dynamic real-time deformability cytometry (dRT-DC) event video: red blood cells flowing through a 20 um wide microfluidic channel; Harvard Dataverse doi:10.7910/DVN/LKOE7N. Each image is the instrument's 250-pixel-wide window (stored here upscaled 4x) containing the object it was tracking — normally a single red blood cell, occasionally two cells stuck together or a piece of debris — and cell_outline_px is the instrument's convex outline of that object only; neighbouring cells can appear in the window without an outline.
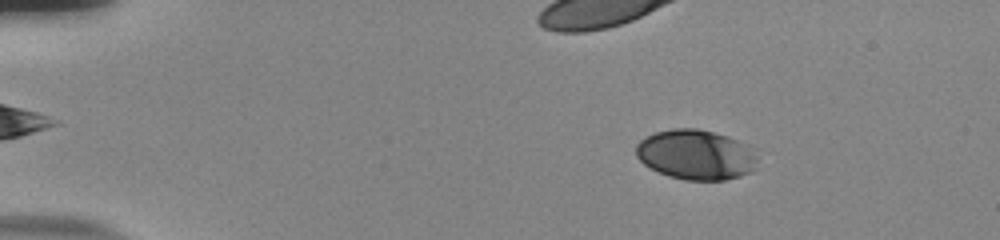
{"species": "human", "species_latin": "Homo sapiens", "temperature_condition": "room temperature", "stored_images_in_passage": 55, "camera_frame_rate_fps": 3000, "um_per_image_px": 0.085, "donor": {"sex": "male"}, "frame": {"image": 1, "passage_image": 9, "time_ms": 2.667, "image_size_px": [1000, 240], "cell_outline_px": [[756, 168], [752, 172], [740, 176], [724, 180], [684, 180], [668, 176], [644, 164], [636, 156], [636, 144], [640, 140], [656, 132], [672, 128], [696, 128], [728, 136], [748, 144], [756, 156]], "centroid_in_image_um": [59.17, 13.15], "position_along_channel_um": 25.8, "area_um2": 35.43}}
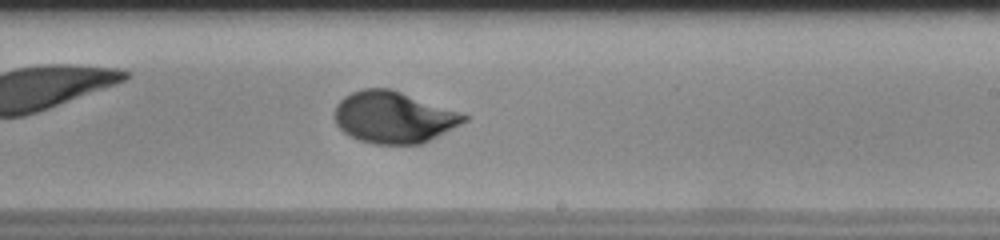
{"frame": {"image": 2, "passage_image": 35, "time_ms": 11.333, "image_size_px": [1000, 240], "cell_outline_px": [[468, 120], [424, 144], [372, 144], [360, 140], [344, 132], [336, 124], [332, 116], [336, 104], [344, 96], [352, 92], [364, 88], [392, 88], [460, 112], [468, 116]], "centroid_in_image_um": [33.44, 9.96], "position_along_channel_um": 255.6, "area_um2": 39.25}}
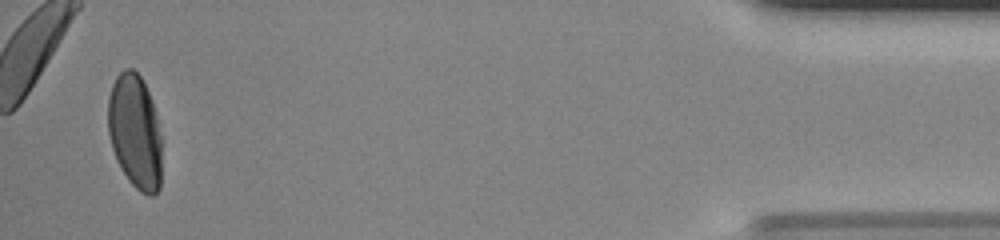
{"frame": {"image": 3, "passage_image": 54, "time_ms": 17.667, "image_size_px": [1000, 240], "cell_outline_px": [[160, 188], [152, 196], [148, 196], [140, 192], [128, 180], [116, 160], [112, 148], [108, 132], [108, 96], [112, 84], [116, 76], [124, 68], [132, 68], [140, 76], [152, 100], [156, 116], [160, 136]], "centroid_in_image_um": [11.45, 11.19], "position_along_channel_um": 423.7, "area_um2": 35.78}, "authors_computed_cell_mechanics": {"area_um2": 36.6452, "velocity_mm_per_s": 3.7682, "shape_relaxation_time_tau1_ms": 3.6325, "shape_relaxation_time_tau2_ms": null, "deformation_change_tau1": 0.1537, "deformation_change_tau2": null}}